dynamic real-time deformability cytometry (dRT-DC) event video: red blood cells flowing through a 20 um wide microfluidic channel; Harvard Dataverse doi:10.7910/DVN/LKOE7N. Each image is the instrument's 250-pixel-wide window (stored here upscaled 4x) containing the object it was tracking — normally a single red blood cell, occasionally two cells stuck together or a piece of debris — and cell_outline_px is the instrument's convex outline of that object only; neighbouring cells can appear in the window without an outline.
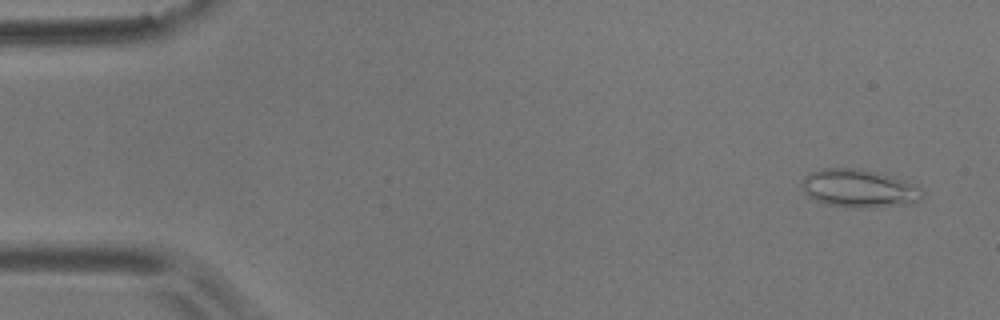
{"species": "common noctule bat (a hibernating species)", "species_latin": "Nyctalus noctula", "temperature_condition": "room temperature", "stored_images_in_passage": 14, "camera_frame_rate_fps": 3000, "um_per_image_px": 0.085, "animal": {"sex": "male", "body_mass_g": 17.9}, "frame": {"image": 1, "passage_image": 1, "time_ms": 0.0, "image_size_px": [1000, 320], "cell_outline_px": [[924, 196], [916, 204], [876, 208], [856, 208], [828, 204], [816, 200], [808, 196], [804, 192], [800, 184], [804, 176], [808, 172], [824, 168], [860, 168], [892, 176], [904, 180], [924, 192]], "centroid_in_image_um": [73.02, 16.03], "position_along_channel_um": 12.0, "area_um2": 27.17}}
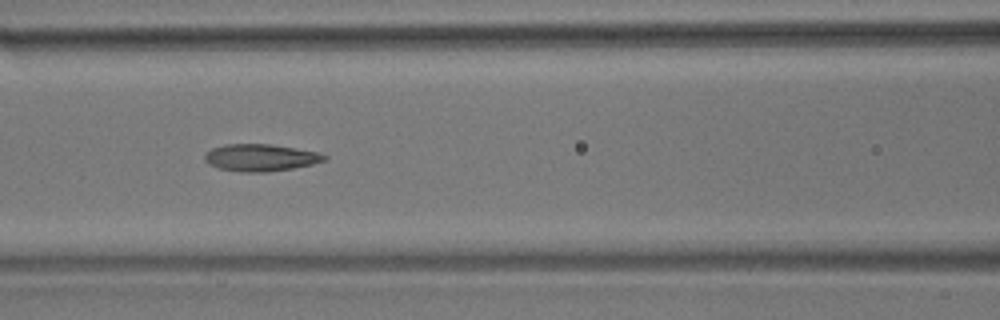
{"frame": {"image": 2, "passage_image": 6, "time_ms": 1.667, "image_size_px": [1000, 320], "cell_outline_px": [[328, 160], [312, 164], [292, 168], [268, 172], [240, 172], [216, 168], [208, 164], [204, 160], [204, 156], [212, 148], [224, 144], [268, 144], [320, 152], [328, 156]], "centroid_in_image_um": [22.15, 13.4], "position_along_channel_um": 144.5, "area_um2": 19.02}}
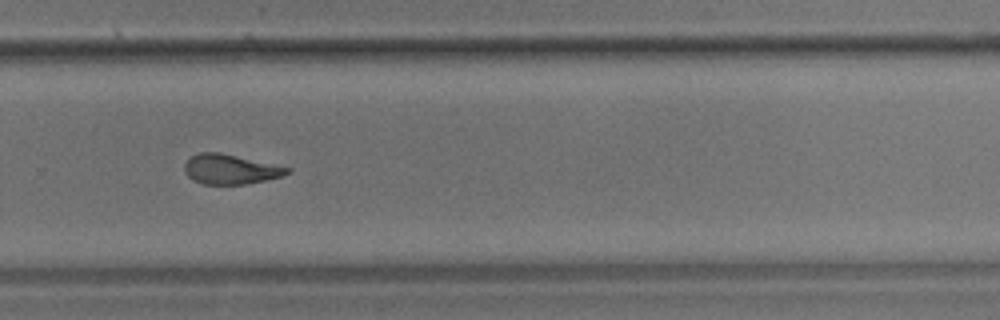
{"frame": {"image": 3, "passage_image": 10, "time_ms": 3.0, "image_size_px": [1000, 320], "cell_outline_px": [[292, 172], [280, 176], [264, 180], [244, 184], [204, 184], [192, 180], [184, 172], [184, 164], [192, 156], [200, 152], [220, 152], [292, 168]], "centroid_in_image_um": [19.57, 14.38], "position_along_channel_um": 310.2, "area_um2": 17.74}}